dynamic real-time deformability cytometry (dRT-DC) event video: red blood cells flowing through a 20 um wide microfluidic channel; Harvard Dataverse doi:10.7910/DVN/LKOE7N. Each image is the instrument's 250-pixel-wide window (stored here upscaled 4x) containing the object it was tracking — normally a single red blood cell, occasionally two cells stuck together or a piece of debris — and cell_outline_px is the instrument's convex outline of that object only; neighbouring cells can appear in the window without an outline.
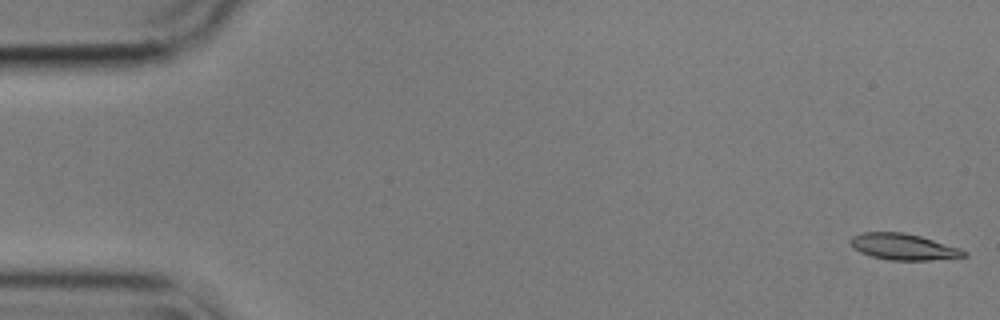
{"species": "common noctule bat (a hibernating species)", "species_latin": "Nyctalus noctula", "temperature_condition": "cold", "stored_images_in_passage": 56, "camera_frame_rate_fps": 3000, "um_per_image_px": 0.085, "animal": {"sex": "male", "body_mass_g": 17.9}, "frame": {"image": 1, "passage_image": 1, "time_ms": 0.0, "image_size_px": [1000, 320], "cell_outline_px": [[968, 256], [928, 260], [888, 260], [872, 256], [860, 252], [852, 248], [848, 240], [852, 236], [860, 232], [904, 232], [920, 236], [960, 248], [968, 252]], "centroid_in_image_um": [76.75, 20.97], "position_along_channel_um": 8.3, "area_um2": 17.46}}
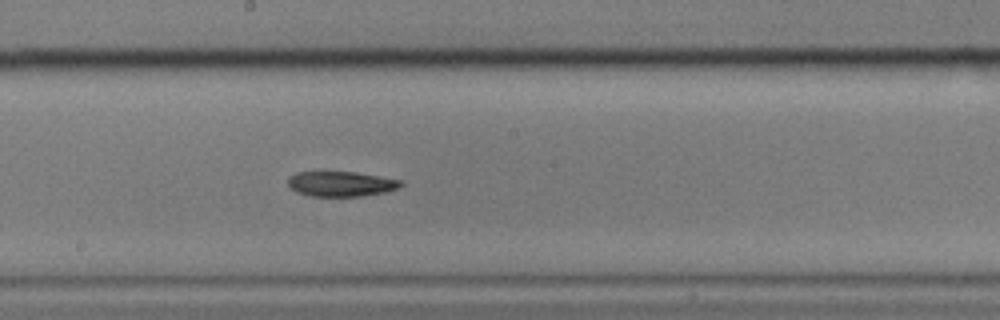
{"frame": {"image": 2, "passage_image": 30, "time_ms": 9.667, "image_size_px": [1000, 320], "cell_outline_px": [[404, 184], [400, 188], [384, 192], [360, 196], [308, 196], [296, 192], [288, 188], [288, 176], [296, 172], [320, 168], [356, 172], [404, 180]], "centroid_in_image_um": [28.91, 15.57], "position_along_channel_um": 219.3, "area_um2": 17.63}}
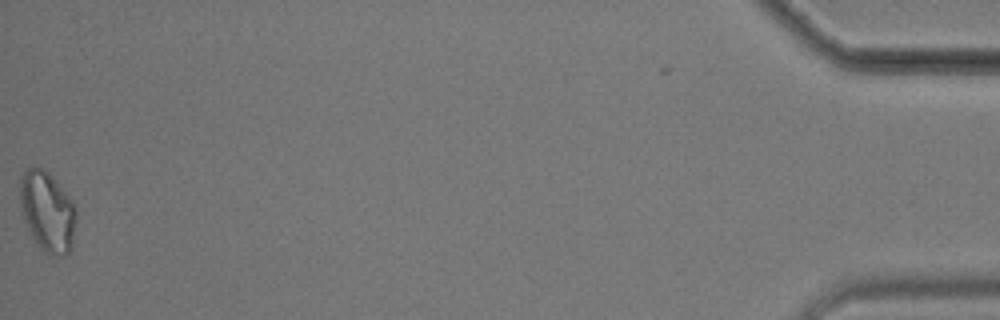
{"frame": {"image": 3, "passage_image": 56, "time_ms": 18.333, "image_size_px": [1000, 320], "cell_outline_px": [[76, 220], [72, 248], [64, 256], [52, 256], [44, 252], [40, 248], [32, 236], [24, 220], [20, 208], [20, 176], [28, 168], [44, 168], [52, 176], [72, 200], [76, 208]], "centroid_in_image_um": [4.04, 18.0], "position_along_channel_um": 431.2, "area_um2": 26.41}, "authors_computed_cell_mechanics": {"area_um2": 17.8891, "velocity_mm_per_s": 3.5507, "shape_relaxation_time_tau1_ms": 7.3406, "shape_relaxation_time_tau2_ms": null, "deformation_change_tau1": 0.1496, "deformation_change_tau2": null}}